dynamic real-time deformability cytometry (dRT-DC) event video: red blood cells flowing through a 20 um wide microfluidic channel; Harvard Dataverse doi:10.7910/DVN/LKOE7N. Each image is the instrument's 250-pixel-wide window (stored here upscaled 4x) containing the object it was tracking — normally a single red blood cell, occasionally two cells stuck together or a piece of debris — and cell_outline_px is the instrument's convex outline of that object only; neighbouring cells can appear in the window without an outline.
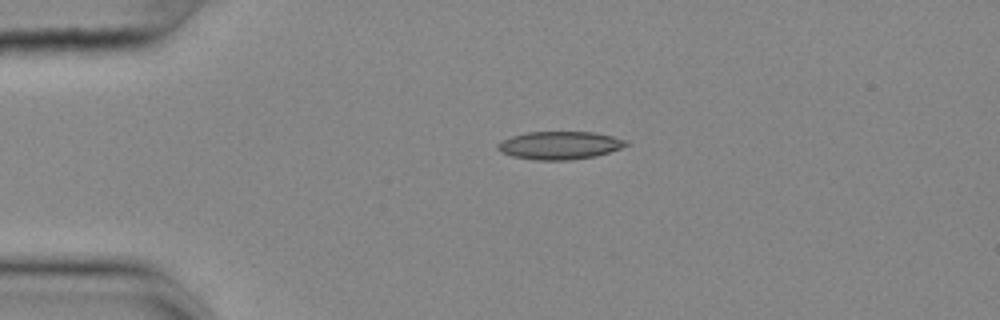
{"species": "common noctule bat (a hibernating species)", "species_latin": "Nyctalus noctula", "temperature_condition": "cold", "stored_images_in_passage": 43, "camera_frame_rate_fps": 3000, "um_per_image_px": 0.085, "animal": {"sex": "female", "body_mass_g": 25.1}, "frame": {"image": 1, "passage_image": 1, "time_ms": 0.0, "image_size_px": [1000, 320], "cell_outline_px": [[628, 144], [620, 148], [596, 156], [568, 160], [536, 160], [512, 156], [500, 152], [496, 148], [496, 144], [500, 140], [512, 136], [528, 132], [592, 132], [612, 136], [628, 140]], "centroid_in_image_um": [47.53, 12.35], "position_along_channel_um": 37.5, "area_um2": 20.92}}
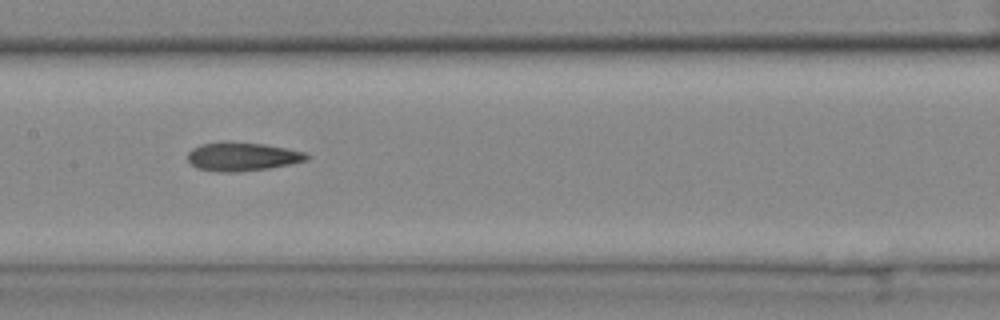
{"frame": {"image": 2, "passage_image": 16, "time_ms": 5.0, "image_size_px": [1000, 320], "cell_outline_px": [[308, 160], [292, 164], [268, 168], [240, 172], [216, 172], [196, 168], [188, 160], [188, 152], [192, 148], [200, 144], [228, 140], [264, 144], [304, 152], [308, 156]], "centroid_in_image_um": [20.55, 13.3], "position_along_channel_um": 186.9, "area_um2": 20.11}}
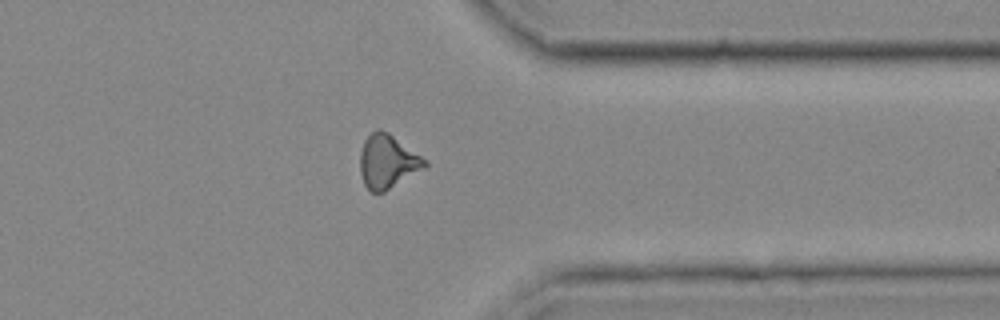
{"frame": {"image": 3, "passage_image": 32, "time_ms": 10.333, "image_size_px": [1000, 320], "cell_outline_px": [[428, 164], [384, 192], [372, 192], [364, 184], [360, 172], [360, 152], [364, 140], [376, 128], [380, 128], [388, 132], [428, 160]], "centroid_in_image_um": [32.92, 13.7], "position_along_channel_um": 378.5, "area_um2": 20.0}, "authors_computed_cell_mechanics": {"area_um2": 19.5364, "velocity_mm_per_s": 3.6904, "shape_relaxation_time_tau1_ms": null, "shape_relaxation_time_tau2_ms": 5.6938, "deformation_change_tau1": null, "deformation_change_tau2": 0.1697}}